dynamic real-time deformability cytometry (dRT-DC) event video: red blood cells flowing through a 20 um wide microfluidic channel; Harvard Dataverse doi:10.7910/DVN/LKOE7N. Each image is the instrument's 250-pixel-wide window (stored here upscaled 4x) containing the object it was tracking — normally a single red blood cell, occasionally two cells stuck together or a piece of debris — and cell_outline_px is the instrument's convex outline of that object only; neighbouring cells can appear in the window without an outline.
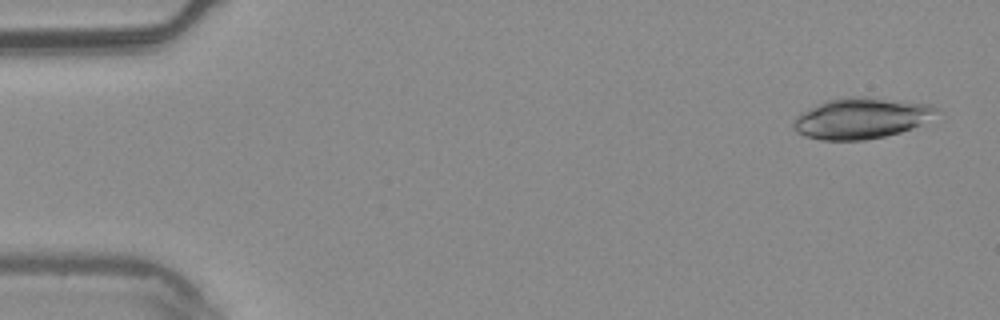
{"species": "common noctule bat (a hibernating species)", "species_latin": "Nyctalus noctula", "temperature_condition": "warm", "stored_images_in_passage": 3, "camera_frame_rate_fps": 3000, "um_per_image_px": 0.085, "animal": {"sex": "male", "body_mass_g": 20.4}, "frame": {"image": 1, "passage_image": 1, "time_ms": 0.0, "image_size_px": [1000, 320], "cell_outline_px": [[944, 112], [912, 128], [900, 132], [884, 136], [864, 140], [820, 140], [804, 136], [796, 132], [792, 128], [792, 124], [796, 116], [800, 112], [824, 100], [852, 96], [868, 96], [932, 104]], "centroid_in_image_um": [73.21, 10.03], "position_along_channel_um": 11.8, "area_um2": 34.74}}